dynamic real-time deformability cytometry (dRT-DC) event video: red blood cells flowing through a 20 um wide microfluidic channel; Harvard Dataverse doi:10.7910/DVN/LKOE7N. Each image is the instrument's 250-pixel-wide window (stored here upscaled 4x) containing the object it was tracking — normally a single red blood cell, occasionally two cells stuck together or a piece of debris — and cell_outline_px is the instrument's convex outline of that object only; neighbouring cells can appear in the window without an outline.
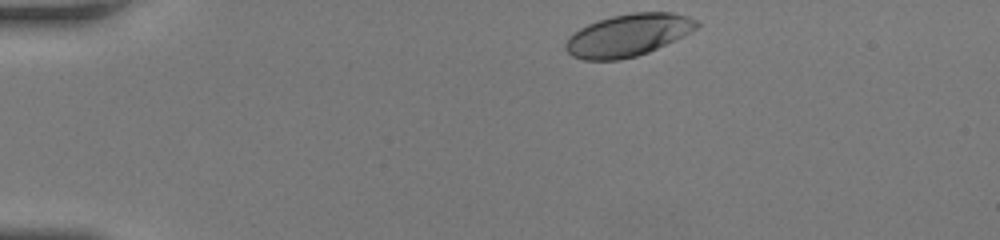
{"species": "human", "species_latin": "Homo sapiens", "temperature_condition": "room temperature", "stored_images_in_passage": 34, "camera_frame_rate_fps": 3000, "um_per_image_px": 0.085, "donor": {"sex": "female"}, "frame": {"image": 1, "passage_image": 1, "time_ms": 0.0, "image_size_px": [1000, 240], "cell_outline_px": [[700, 24], [696, 28], [676, 40], [648, 52], [636, 56], [620, 60], [584, 60], [572, 56], [564, 48], [564, 44], [580, 28], [588, 24], [612, 16], [636, 12], [672, 12], [696, 20]], "centroid_in_image_um": [53.39, 3.0], "position_along_channel_um": 31.6, "area_um2": 31.91}}
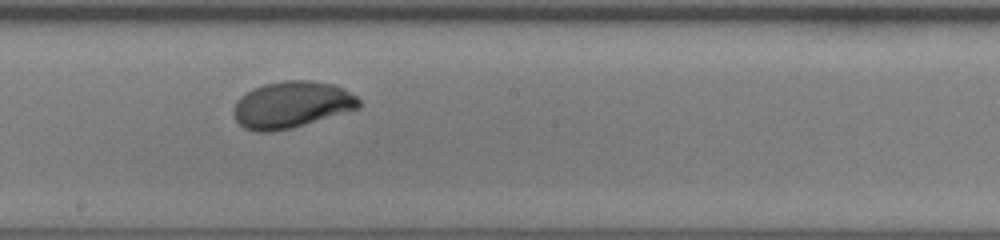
{"frame": {"image": 2, "passage_image": 20, "time_ms": 6.333, "image_size_px": [1000, 240], "cell_outline_px": [[360, 108], [292, 128], [272, 132], [256, 132], [244, 128], [236, 120], [232, 112], [236, 100], [240, 96], [252, 88], [264, 84], [284, 80], [312, 80], [336, 84], [344, 88], [356, 96], [360, 100]], "centroid_in_image_um": [24.78, 8.89], "position_along_channel_um": 223.4, "area_um2": 34.45}}
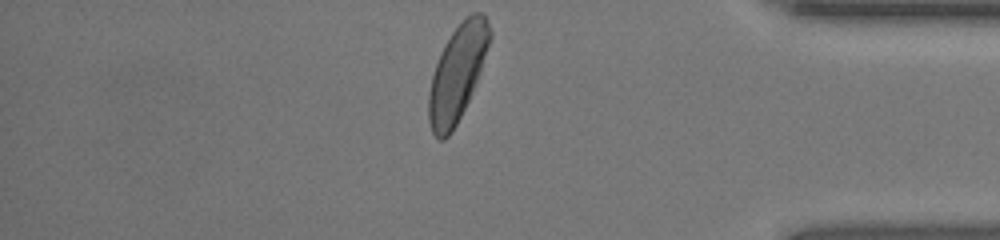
{"frame": {"image": 3, "passage_image": 34, "time_ms": 11.0, "image_size_px": [1000, 240], "cell_outline_px": [[492, 36], [480, 72], [468, 100], [452, 132], [444, 140], [440, 140], [432, 132], [428, 120], [428, 92], [432, 76], [440, 52], [444, 44], [452, 32], [472, 12], [484, 12], [488, 20], [492, 32]], "centroid_in_image_um": [38.87, 6.2], "position_along_channel_um": 396.3, "area_um2": 33.81}, "authors_computed_cell_mechanics": {"area_um2": 33.5529, "velocity_mm_per_s": 4.2086, "shape_relaxation_time_tau1_ms": 3.1652, "shape_relaxation_time_tau2_ms": null, "deformation_change_tau1": 0.1787, "deformation_change_tau2": null}}